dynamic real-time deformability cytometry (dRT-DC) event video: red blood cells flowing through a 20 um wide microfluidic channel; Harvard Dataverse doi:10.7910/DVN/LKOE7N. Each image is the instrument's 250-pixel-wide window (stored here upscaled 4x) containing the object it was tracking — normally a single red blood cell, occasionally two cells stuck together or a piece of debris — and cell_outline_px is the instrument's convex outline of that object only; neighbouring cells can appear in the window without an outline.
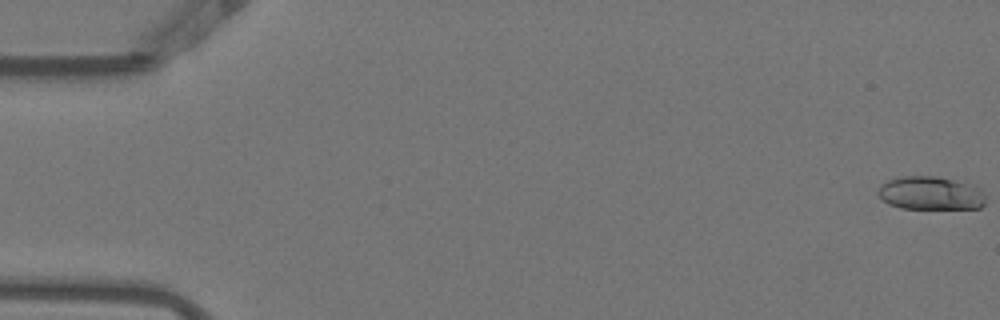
{"species": "Egyptian fruit bat (a non-hibernating species)", "species_latin": "Rousettus aegyptiacus", "temperature_condition": "warm", "stored_images_in_passage": 44, "camera_frame_rate_fps": 3000, "um_per_image_px": 0.085, "animal": {"sex": "female"}, "frame": {"image": 1, "passage_image": 1, "time_ms": 0.0, "image_size_px": [1000, 320], "cell_outline_px": [[984, 204], [980, 208], [900, 208], [888, 204], [876, 192], [880, 184], [888, 180], [900, 176], [936, 176], [952, 180], [980, 188], [984, 196]], "centroid_in_image_um": [79.04, 16.42], "position_along_channel_um": 6.0, "area_um2": 20.69}}
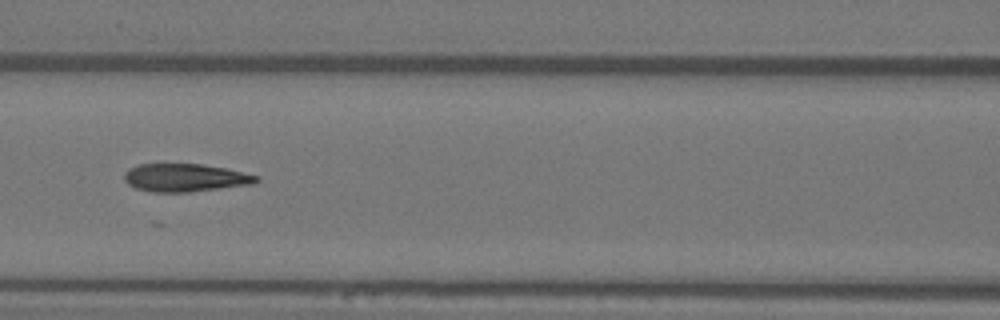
{"frame": {"image": 2, "passage_image": 24, "time_ms": 7.667, "image_size_px": [1000, 320], "cell_outline_px": [[260, 180], [256, 184], [188, 192], [152, 192], [136, 188], [128, 184], [124, 180], [124, 172], [128, 168], [140, 164], [200, 164], [228, 168], [260, 176]], "centroid_in_image_um": [15.78, 15.1], "position_along_channel_um": 150.8, "area_um2": 21.79}}
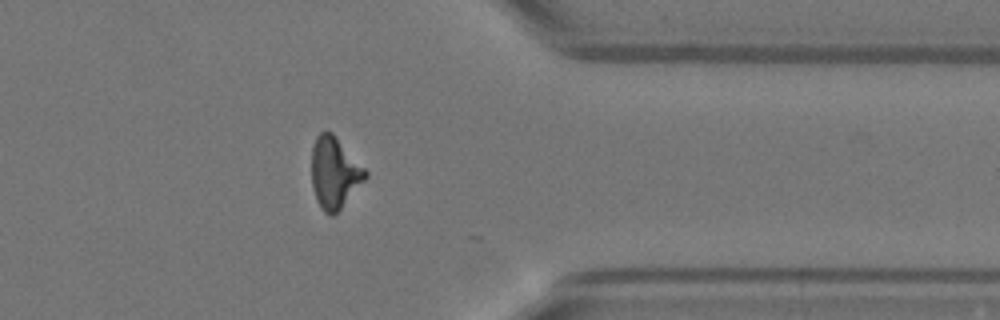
{"frame": {"image": 3, "passage_image": 43, "time_ms": 14.0, "image_size_px": [1000, 320], "cell_outline_px": [[368, 176], [340, 208], [332, 216], [324, 212], [320, 208], [316, 200], [312, 184], [312, 148], [316, 136], [320, 132], [332, 132], [368, 172]], "centroid_in_image_um": [28.41, 14.68], "position_along_channel_um": 383.0, "area_um2": 22.02}, "authors_computed_cell_mechanics": {"area_um2": 21.7906, "velocity_mm_per_s": 3.8771, "shape_relaxation_time_tau1_ms": 4.0051, "shape_relaxation_time_tau2_ms": 1.623, "deformation_change_tau1": 0.2017, "deformation_change_tau2": 0.1054}}